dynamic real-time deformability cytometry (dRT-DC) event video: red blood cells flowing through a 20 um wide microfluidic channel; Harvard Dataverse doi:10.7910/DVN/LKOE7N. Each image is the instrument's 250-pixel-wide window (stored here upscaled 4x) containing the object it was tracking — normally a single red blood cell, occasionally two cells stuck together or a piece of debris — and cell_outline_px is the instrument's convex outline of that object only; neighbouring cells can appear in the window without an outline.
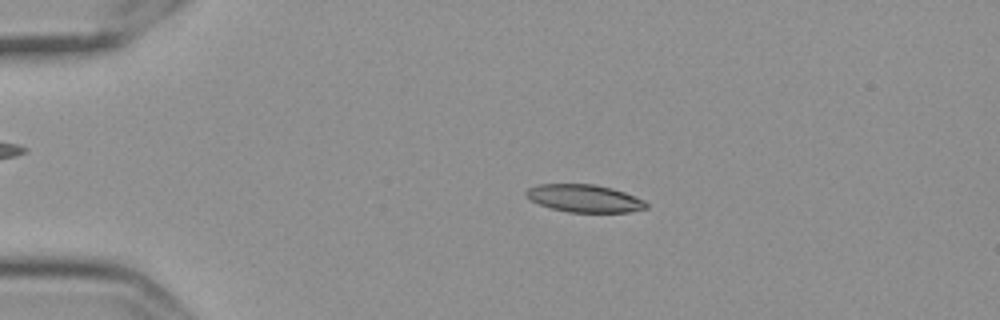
{"species": "Egyptian fruit bat (a non-hibernating species)", "species_latin": "Rousettus aegyptiacus", "temperature_condition": "cold", "stored_images_in_passage": 46, "camera_frame_rate_fps": 3000, "um_per_image_px": 0.085, "frame": {"image": 1, "passage_image": 1, "time_ms": 0.0, "image_size_px": [1000, 320], "cell_outline_px": [[648, 208], [628, 212], [568, 212], [552, 208], [540, 204], [524, 196], [524, 192], [528, 188], [540, 184], [592, 184], [612, 188], [624, 192], [644, 200], [648, 204]], "centroid_in_image_um": [49.67, 16.86], "position_along_channel_um": 35.3, "area_um2": 19.25}}
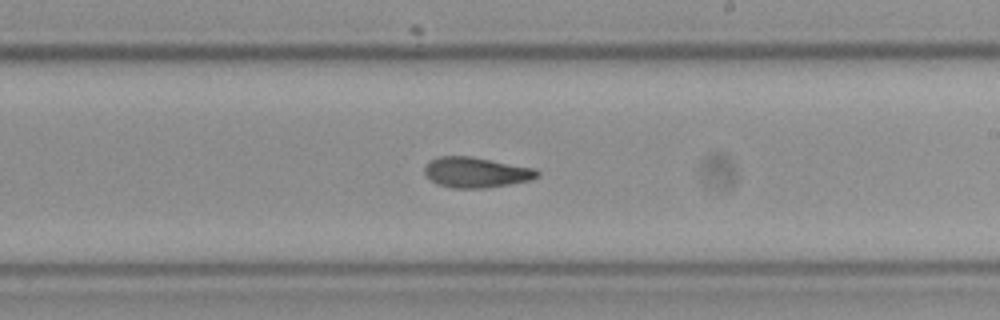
{"frame": {"image": 2, "passage_image": 23, "time_ms": 7.333, "image_size_px": [1000, 320], "cell_outline_px": [[540, 176], [532, 180], [488, 188], [452, 188], [436, 184], [424, 172], [424, 168], [428, 160], [440, 156], [468, 156], [536, 168], [540, 172]], "centroid_in_image_um": [40.49, 14.66], "position_along_channel_um": 248.5, "area_um2": 20.11}}
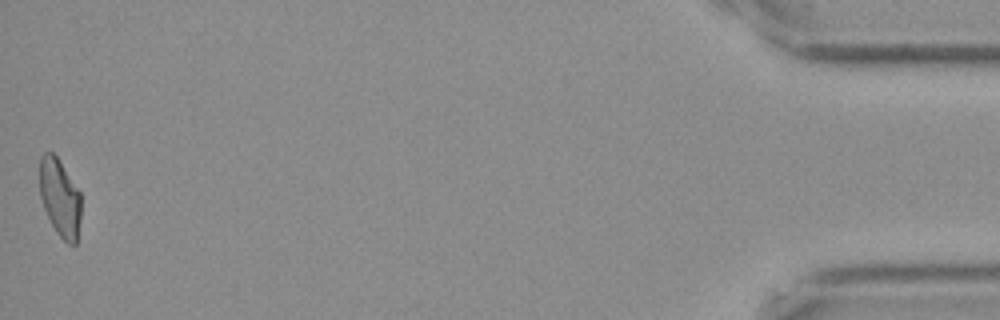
{"frame": {"image": 3, "passage_image": 46, "time_ms": 15.0, "image_size_px": [1000, 320], "cell_outline_px": [[80, 220], [76, 244], [68, 244], [56, 232], [44, 208], [40, 196], [40, 156], [44, 152], [52, 152], [56, 156], [80, 192]], "centroid_in_image_um": [5.09, 16.81], "position_along_channel_um": 430.1, "area_um2": 18.5}, "authors_computed_cell_mechanics": {"area_um2": 19.9121, "velocity_mm_per_s": 3.5442, "shape_relaxation_time_tau1_ms": null, "shape_relaxation_time_tau2_ms": 3.885, "deformation_change_tau1": null, "deformation_change_tau2": 0.1136}}